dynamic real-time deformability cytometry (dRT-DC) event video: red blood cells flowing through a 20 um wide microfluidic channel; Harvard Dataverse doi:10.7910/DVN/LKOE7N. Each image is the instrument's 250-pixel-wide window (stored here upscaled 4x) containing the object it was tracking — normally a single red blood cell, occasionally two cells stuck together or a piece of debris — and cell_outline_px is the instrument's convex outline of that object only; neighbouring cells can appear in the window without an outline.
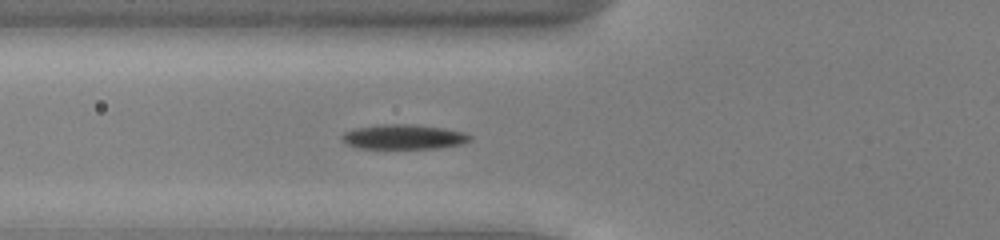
{"species": "common noctule bat (a hibernating species)", "species_latin": "Nyctalus noctula", "temperature_condition": "cold", "stored_images_in_passage": 41, "camera_frame_rate_fps": 3000, "um_per_image_px": 0.085, "animal": {"sex": "male", "body_mass_g": 13.0, "forearm_length_mm": 53.1}, "frame": {"image": 1, "passage_image": 8, "time_ms": 2.333, "image_size_px": [1000, 240], "cell_outline_px": [[472, 140], [464, 144], [436, 148], [356, 148], [340, 140], [340, 136], [344, 132], [356, 128], [380, 124], [412, 124], [444, 128], [464, 132], [472, 136]], "centroid_in_image_um": [34.32, 11.63], "position_along_channel_um": 91.5, "area_um2": 18.61}}
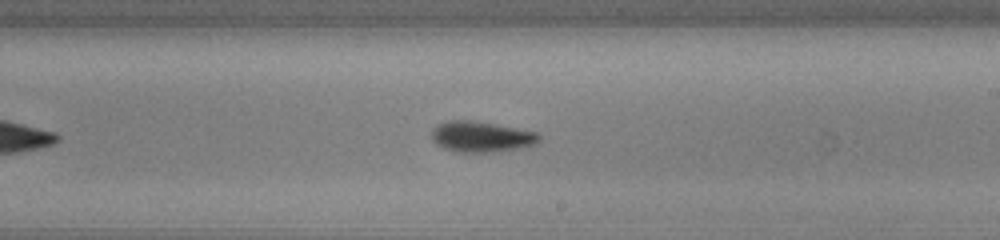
{"frame": {"image": 2, "passage_image": 20, "time_ms": 6.333, "image_size_px": [1000, 240], "cell_outline_px": [[540, 140], [536, 144], [520, 148], [496, 152], [460, 152], [444, 148], [436, 144], [432, 140], [432, 128], [448, 120], [472, 120], [496, 124], [536, 132], [540, 136]], "centroid_in_image_um": [40.91, 11.62], "position_along_channel_um": 248.1, "area_um2": 19.25}}
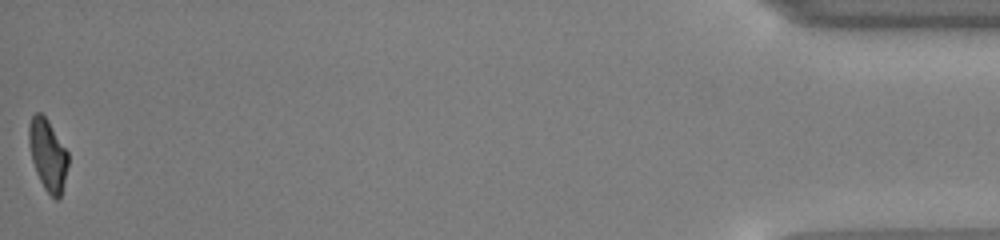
{"frame": {"image": 3, "passage_image": 41, "time_ms": 13.333, "image_size_px": [1000, 240], "cell_outline_px": [[68, 164], [60, 196], [56, 200], [44, 188], [36, 172], [32, 160], [28, 144], [28, 124], [32, 116], [36, 112], [40, 112], [48, 120], [68, 152]], "centroid_in_image_um": [4.04, 13.12], "position_along_channel_um": 431.2, "area_um2": 16.18}, "authors_computed_cell_mechanics": {"area_um2": 18.207, "velocity_mm_per_s": 3.9115, "shape_relaxation_time_tau1_ms": 2.6533, "shape_relaxation_time_tau2_ms": null, "deformation_change_tau1": 0.1347, "deformation_change_tau2": null}}